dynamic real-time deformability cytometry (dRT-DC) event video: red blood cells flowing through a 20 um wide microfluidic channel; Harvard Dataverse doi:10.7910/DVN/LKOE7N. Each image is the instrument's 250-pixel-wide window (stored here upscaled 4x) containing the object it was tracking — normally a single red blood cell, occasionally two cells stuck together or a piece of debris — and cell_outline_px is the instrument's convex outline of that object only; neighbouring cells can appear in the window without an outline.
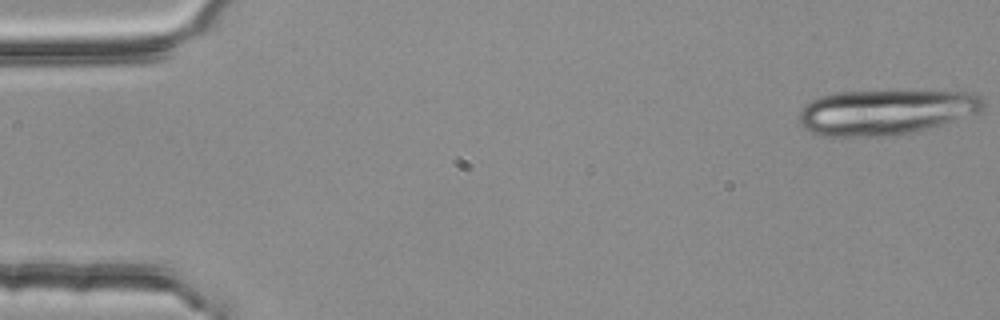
{"species": "common noctule bat (a hibernating species)", "species_latin": "Nyctalus noctula", "temperature_condition": "room temperature", "stored_images_in_passage": 4, "camera_frame_rate_fps": 3000, "um_per_image_px": 0.085, "animal": {"sex": "female", "body_mass_g": 25.1}, "frame": {"image": 1, "passage_image": 1, "time_ms": 0.0, "image_size_px": [1000, 320], "cell_outline_px": [[984, 108], [980, 112], [940, 124], [908, 132], [884, 136], [820, 136], [804, 128], [800, 124], [800, 108], [804, 104], [820, 96], [836, 92], [976, 92], [984, 100]], "centroid_in_image_um": [75.23, 9.52], "position_along_channel_um": 9.8, "area_um2": 47.8}}